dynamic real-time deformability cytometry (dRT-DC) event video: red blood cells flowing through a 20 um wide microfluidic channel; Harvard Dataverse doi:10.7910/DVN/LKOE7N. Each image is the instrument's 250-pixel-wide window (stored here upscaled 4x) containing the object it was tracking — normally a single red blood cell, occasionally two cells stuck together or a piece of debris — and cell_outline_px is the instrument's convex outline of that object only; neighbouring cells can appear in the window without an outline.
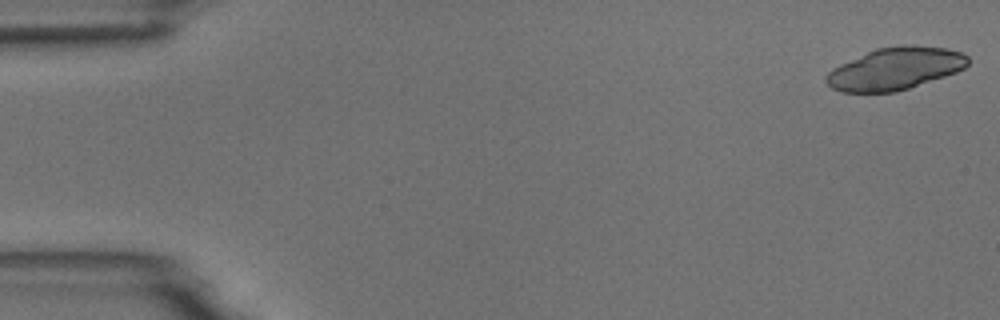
{"species": "common noctule bat (a hibernating species)", "species_latin": "Nyctalus noctula", "temperature_condition": "room temperature", "stored_images_in_passage": 6, "camera_frame_rate_fps": 3000, "um_per_image_px": 0.085, "animal": {"sex": "male", "body_mass_g": 18.8}, "frame": {"image": 1, "passage_image": 1, "time_ms": 0.0, "image_size_px": [1000, 320], "cell_outline_px": [[968, 64], [964, 68], [956, 72], [896, 92], [840, 92], [832, 88], [824, 80], [824, 76], [832, 68], [840, 64], [876, 48], [900, 44], [908, 44], [948, 48], [960, 52], [968, 56]], "centroid_in_image_um": [76.07, 5.82], "position_along_channel_um": 8.9, "area_um2": 34.97}}
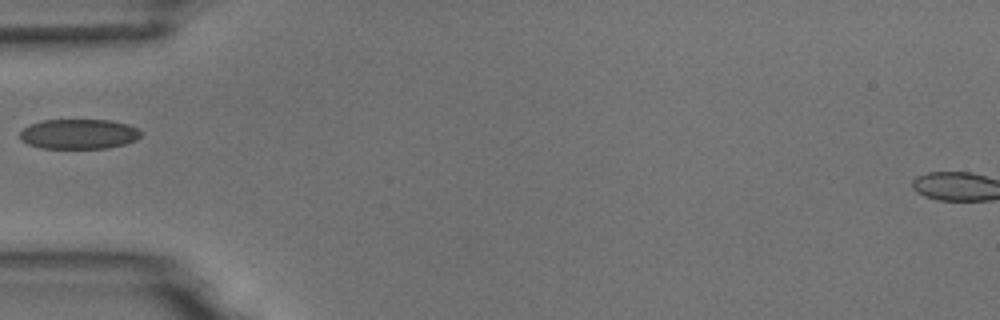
{"frame": {"image": 2, "passage_image": 6, "time_ms": 5.667, "image_size_px": [1000, 320], "cell_outline_px": [[140, 136], [136, 140], [124, 144], [108, 148], [40, 148], [28, 144], [20, 140], [20, 132], [28, 124], [40, 120], [112, 120], [128, 124], [136, 128], [140, 132]], "centroid_in_image_um": [6.66, 11.39], "position_along_channel_um": 78.3, "area_um2": 21.21}}